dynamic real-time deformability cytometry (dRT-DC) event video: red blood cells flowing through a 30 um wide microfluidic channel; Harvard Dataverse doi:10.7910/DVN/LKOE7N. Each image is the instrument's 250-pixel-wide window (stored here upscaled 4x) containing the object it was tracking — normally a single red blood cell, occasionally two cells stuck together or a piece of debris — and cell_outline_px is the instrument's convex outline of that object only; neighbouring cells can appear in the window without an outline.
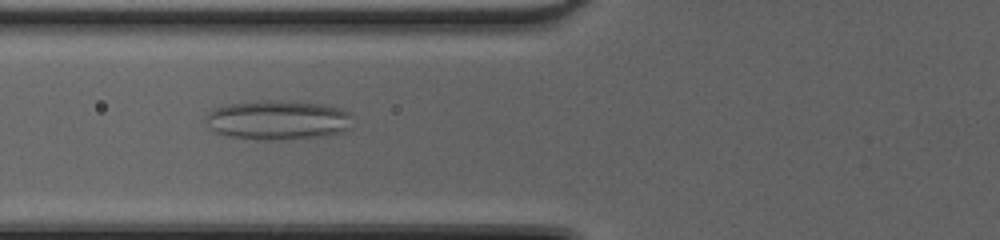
{"species": "common noctule bat (a hibernating species)", "species_latin": "Nyctalus noctula", "temperature_condition": "cold", "stored_images_in_passage": 50, "camera_frame_rate_fps": 3000, "um_per_image_px": 0.085, "animal": {"sex": "female", "body_mass_g": 20.0, "forearm_length_mm": 54.0}, "frame": {"image": 1, "passage_image": 21, "time_ms": 6.667, "image_size_px": [1000, 240], "cell_outline_px": [[352, 128], [340, 132], [320, 136], [276, 140], [228, 136], [216, 132], [208, 124], [208, 112], [216, 108], [228, 104], [268, 100], [280, 100], [324, 104], [340, 108], [348, 112], [352, 116]], "centroid_in_image_um": [23.69, 10.19], "position_along_channel_um": 102.1, "area_um2": 33.35}}
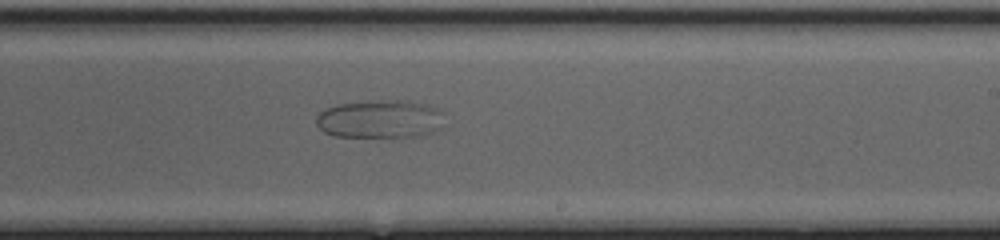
{"frame": {"image": 2, "passage_image": 32, "time_ms": 10.333, "image_size_px": [1000, 240], "cell_outline_px": [[444, 112], [440, 128], [432, 132], [416, 136], [332, 136], [324, 132], [316, 124], [316, 116], [320, 112], [328, 108], [340, 104], [380, 100], [408, 100], [440, 108]], "centroid_in_image_um": [32.33, 10.11], "position_along_channel_um": 256.7, "area_um2": 28.38}}
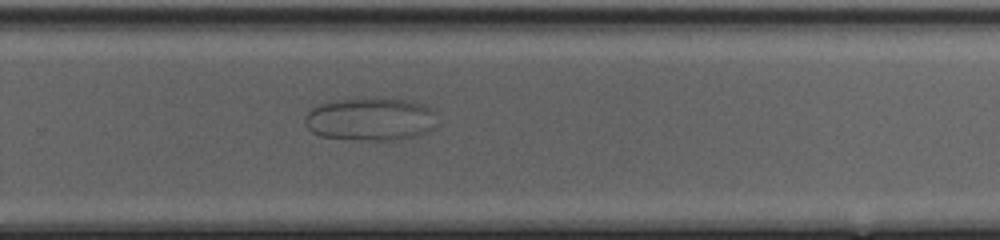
{"frame": {"image": 3, "passage_image": 35, "time_ms": 11.333, "image_size_px": [1000, 240], "cell_outline_px": [[436, 112], [432, 128], [428, 132], [416, 136], [392, 140], [352, 140], [320, 136], [312, 132], [304, 124], [304, 116], [312, 108], [320, 104], [364, 96], [372, 96], [404, 100], [424, 104]], "centroid_in_image_um": [31.47, 10.12], "position_along_channel_um": 298.3, "area_um2": 33.58}}